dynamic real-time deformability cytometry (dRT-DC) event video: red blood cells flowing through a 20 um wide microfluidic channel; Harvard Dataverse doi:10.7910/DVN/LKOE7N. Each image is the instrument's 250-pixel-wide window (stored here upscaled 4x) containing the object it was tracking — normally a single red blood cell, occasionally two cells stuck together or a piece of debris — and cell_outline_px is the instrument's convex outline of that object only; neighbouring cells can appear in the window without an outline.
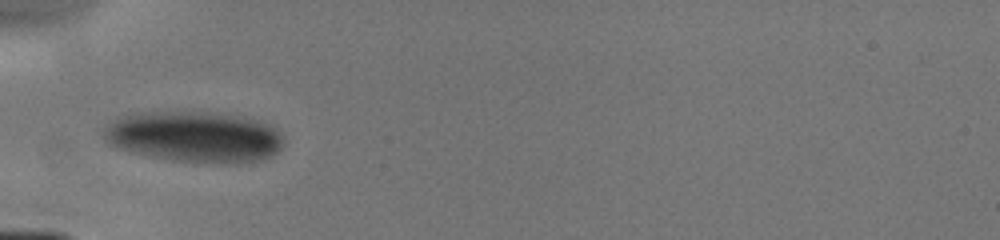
{"species": "human", "species_latin": "Homo sapiens", "temperature_condition": "cold", "stored_images_in_passage": 31, "camera_frame_rate_fps": 3000, "um_per_image_px": 0.085, "donor": {"sex": "male"}, "frame": {"image": 1, "passage_image": 1, "time_ms": 0.0, "image_size_px": [1000, 240], "cell_outline_px": [[284, 144], [272, 156], [260, 160], [236, 164], [176, 160], [152, 156], [132, 152], [108, 144], [104, 136], [104, 128], [108, 124], [124, 116], [136, 112], [176, 112], [224, 116], [252, 120], [268, 124], [280, 132], [284, 140]], "centroid_in_image_um": [16.52, 11.66], "position_along_channel_um": 68.5, "area_um2": 52.08}}
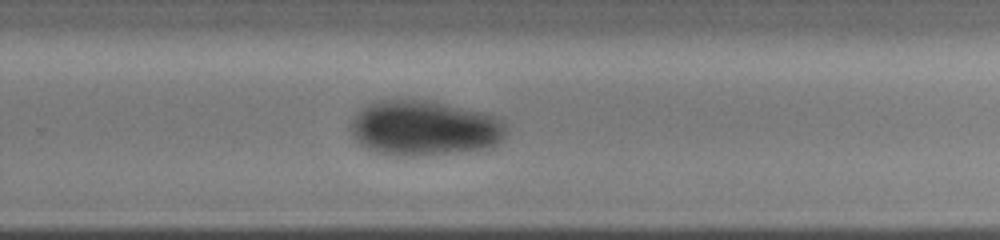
{"frame": {"image": 2, "passage_image": 16, "time_ms": 5.333, "image_size_px": [1000, 240], "cell_outline_px": [[508, 132], [504, 140], [492, 148], [456, 152], [412, 156], [396, 156], [376, 152], [360, 144], [356, 140], [348, 124], [356, 112], [364, 104], [376, 100], [432, 100], [496, 116], [508, 128]], "centroid_in_image_um": [36.06, 10.88], "position_along_channel_um": 293.7, "area_um2": 50.63}}
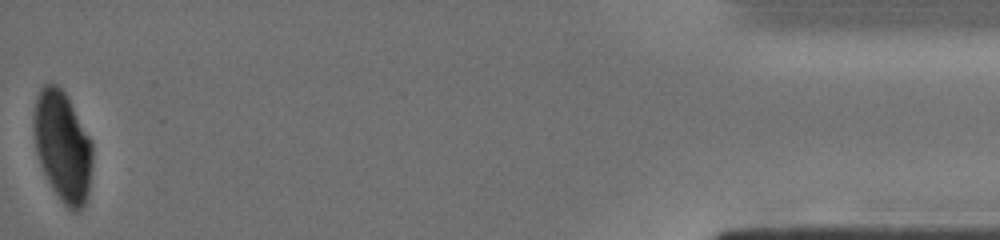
{"frame": {"image": 3, "passage_image": 31, "time_ms": 10.333, "image_size_px": [1000, 240], "cell_outline_px": [[92, 164], [88, 196], [80, 212], [72, 212], [64, 204], [52, 188], [40, 164], [36, 152], [32, 124], [32, 116], [36, 96], [40, 88], [48, 80], [56, 84], [68, 96], [92, 140]], "centroid_in_image_um": [5.31, 12.4], "position_along_channel_um": 429.9, "area_um2": 38.49}}